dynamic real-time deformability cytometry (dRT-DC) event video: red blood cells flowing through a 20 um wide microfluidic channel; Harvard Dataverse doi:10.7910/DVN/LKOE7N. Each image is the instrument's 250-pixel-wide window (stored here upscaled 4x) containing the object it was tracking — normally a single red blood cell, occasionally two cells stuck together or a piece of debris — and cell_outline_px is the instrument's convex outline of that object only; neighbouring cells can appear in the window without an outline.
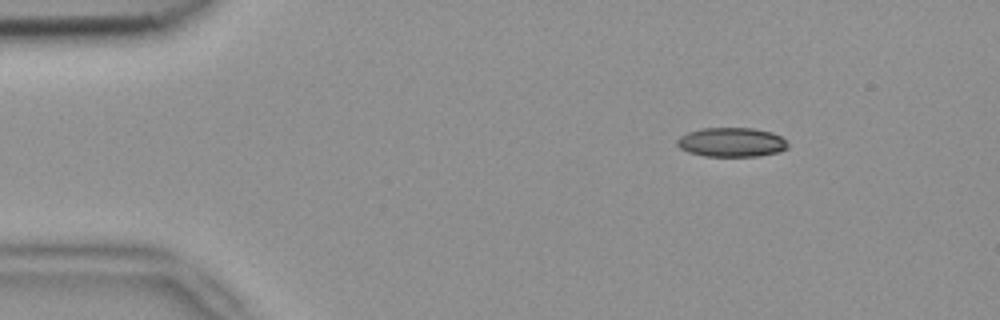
{"species": "common noctule bat (a hibernating species)", "species_latin": "Nyctalus noctula", "temperature_condition": "room temperature", "stored_images_in_passage": 5, "segment_of_instrument_passage": [2, 2], "camera_frame_rate_fps": 3000, "um_per_image_px": 0.085, "animal": {"sex": "female", "body_mass_g": 18.4}, "frame": {"image": 1, "passage_image": 5, "time_ms": 1.333, "image_size_px": [1000, 320], "cell_outline_px": [[788, 148], [780, 152], [760, 156], [704, 156], [688, 152], [680, 148], [676, 144], [676, 140], [680, 136], [688, 132], [704, 128], [752, 128], [772, 132], [788, 140]], "centroid_in_image_um": [62.21, 12.09], "position_along_channel_um": 22.8, "area_um2": 19.07}}